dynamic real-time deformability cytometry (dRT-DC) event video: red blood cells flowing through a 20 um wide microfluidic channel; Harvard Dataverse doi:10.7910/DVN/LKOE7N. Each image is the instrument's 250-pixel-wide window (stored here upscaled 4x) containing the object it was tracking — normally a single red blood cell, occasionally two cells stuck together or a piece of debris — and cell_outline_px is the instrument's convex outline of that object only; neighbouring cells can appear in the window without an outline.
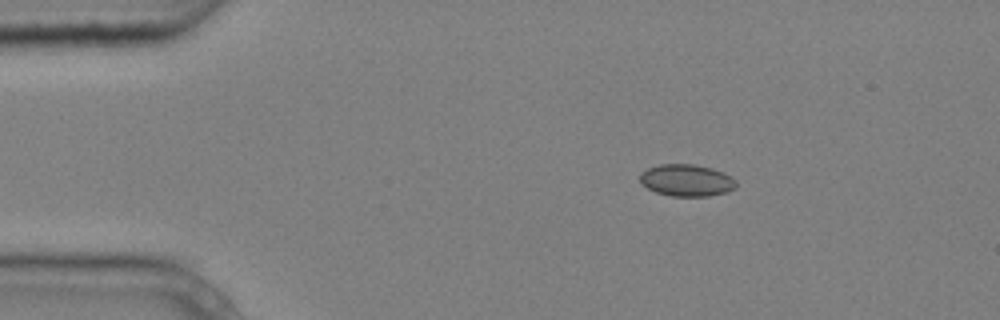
{"species": "common noctule bat (a hibernating species)", "species_latin": "Nyctalus noctula", "temperature_condition": "cold", "stored_images_in_passage": 4, "camera_frame_rate_fps": 3000, "um_per_image_px": 0.085, "animal": {"sex": "male", "body_mass_g": 20.4}, "frame": {"image": 1, "passage_image": 2, "time_ms": 0.333, "image_size_px": [1000, 320], "cell_outline_px": [[736, 188], [728, 192], [708, 196], [672, 196], [656, 192], [648, 188], [640, 180], [640, 172], [648, 168], [660, 164], [692, 164], [712, 168], [724, 172], [736, 180]], "centroid_in_image_um": [58.39, 15.32], "position_along_channel_um": 26.6, "area_um2": 17.92}}
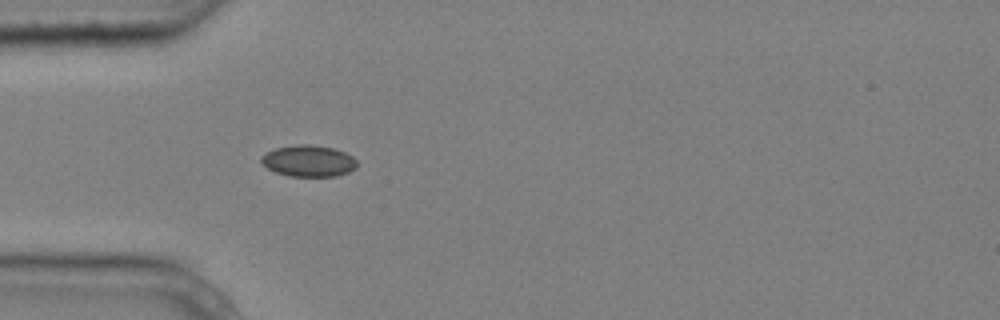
{"frame": {"image": 2, "passage_image": 4, "time_ms": 1.0, "image_size_px": [1000, 320], "cell_outline_px": [[356, 168], [348, 172], [336, 176], [288, 176], [276, 172], [268, 168], [260, 160], [260, 156], [264, 152], [276, 148], [296, 144], [308, 144], [332, 148], [344, 152], [352, 156], [356, 160]], "centroid_in_image_um": [26.2, 13.67], "position_along_channel_um": 58.8, "area_um2": 17.51}}